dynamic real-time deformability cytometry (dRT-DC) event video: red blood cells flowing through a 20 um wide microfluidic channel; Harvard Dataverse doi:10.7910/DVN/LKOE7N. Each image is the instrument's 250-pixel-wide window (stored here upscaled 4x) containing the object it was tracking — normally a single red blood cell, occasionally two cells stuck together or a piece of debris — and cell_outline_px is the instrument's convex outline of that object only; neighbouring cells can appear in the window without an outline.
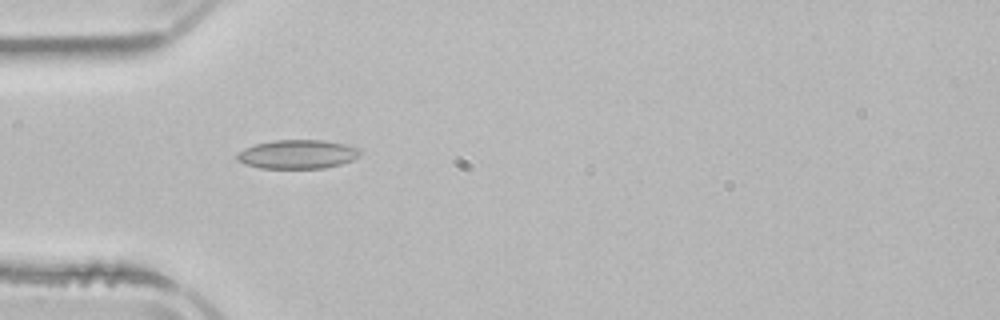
{"species": "common noctule bat (a hibernating species)", "species_latin": "Nyctalus noctula", "temperature_condition": "room temperature", "stored_images_in_passage": 4, "camera_frame_rate_fps": 3000, "um_per_image_px": 0.085, "animal": {"sex": "male", "body_mass_g": 21.5, "forearm_length_mm": 52.0}, "frame": {"image": 1, "passage_image": 3, "time_ms": 3.0, "image_size_px": [1000, 320], "cell_outline_px": [[360, 156], [352, 160], [340, 164], [324, 168], [260, 168], [244, 164], [236, 156], [244, 148], [256, 144], [272, 140], [324, 140], [344, 144], [360, 148]], "centroid_in_image_um": [25.31, 13.11], "position_along_channel_um": 59.7, "area_um2": 20.63}}
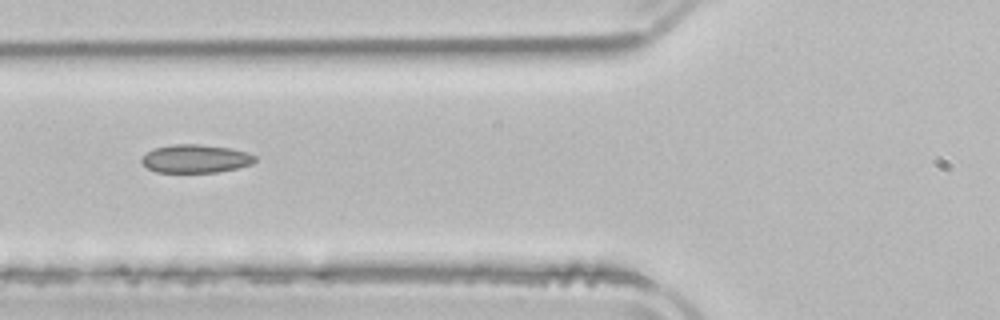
{"frame": {"image": 2, "passage_image": 4, "time_ms": 4.333, "image_size_px": [1000, 320], "cell_outline_px": [[256, 160], [252, 164], [236, 168], [216, 172], [156, 172], [148, 168], [140, 160], [152, 148], [172, 144], [200, 144], [228, 148], [248, 152], [256, 156]], "centroid_in_image_um": [16.62, 13.48], "position_along_channel_um": 109.2, "area_um2": 18.61}}